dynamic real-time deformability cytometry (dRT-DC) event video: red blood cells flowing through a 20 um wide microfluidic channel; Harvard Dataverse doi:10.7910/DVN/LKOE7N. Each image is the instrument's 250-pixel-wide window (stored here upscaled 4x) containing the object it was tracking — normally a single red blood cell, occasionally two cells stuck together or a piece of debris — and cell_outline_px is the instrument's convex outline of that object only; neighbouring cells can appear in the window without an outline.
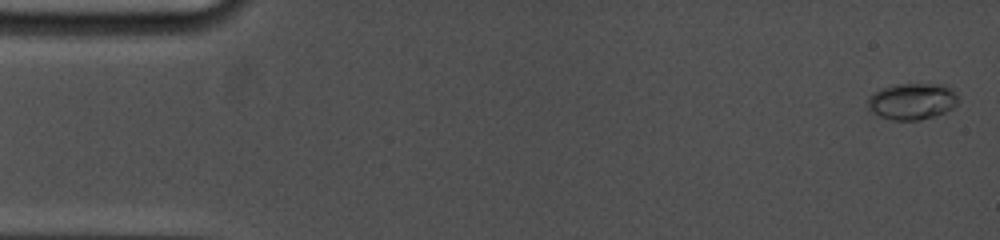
{"species": "common noctule bat (a hibernating species)", "species_latin": "Nyctalus noctula", "temperature_condition": "cold", "stored_images_in_passage": 44, "camera_frame_rate_fps": 5000, "um_per_image_px": 0.085, "animal": {"sex": "female", "body_mass_g": 19.0, "forearm_length_mm": 53.3}, "frame": {"image": 1, "passage_image": 1, "time_ms": 0.0, "image_size_px": [1000, 240], "cell_outline_px": [[960, 100], [952, 108], [936, 116], [920, 120], [892, 120], [880, 116], [872, 112], [864, 104], [868, 96], [884, 88], [896, 84], [944, 84], [952, 88]], "centroid_in_image_um": [77.53, 8.61], "position_along_channel_um": 7.5, "area_um2": 19.42}}
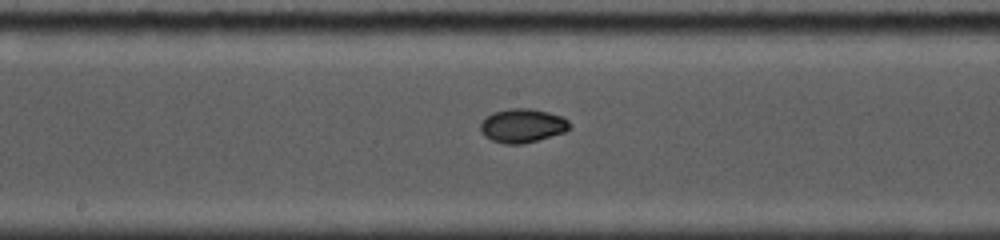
{"frame": {"image": 2, "passage_image": 27, "time_ms": 8.6, "image_size_px": [1000, 240], "cell_outline_px": [[572, 128], [564, 132], [524, 144], [504, 144], [492, 140], [484, 136], [480, 132], [480, 124], [492, 112], [508, 108], [532, 108], [548, 112], [560, 116], [568, 120], [572, 124]], "centroid_in_image_um": [44.41, 10.68], "position_along_channel_um": 203.8, "area_um2": 17.74}}
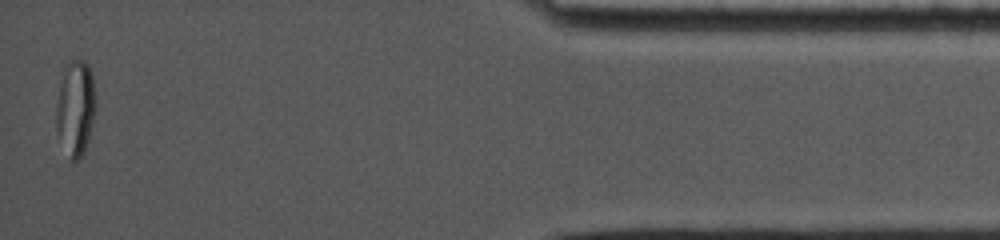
{"frame": {"image": 3, "passage_image": 44, "time_ms": 16.0, "image_size_px": [1000, 240], "cell_outline_px": [[96, 108], [88, 140], [84, 152], [76, 160], [68, 160], [56, 128], [56, 104], [64, 64], [68, 60], [84, 60], [88, 64], [92, 72], [96, 96]], "centroid_in_image_um": [6.42, 9.14], "position_along_channel_um": 428.8, "area_um2": 22.37}, "authors_computed_cell_mechanics": {"area_um2": 17.3689, "velocity_mm_per_s": 3.7942, "shape_relaxation_time_tau1_ms": 9.2941, "shape_relaxation_time_tau2_ms": 1.5899, "deformation_change_tau1": 0.1908, "deformation_change_tau2": 0.0288}}